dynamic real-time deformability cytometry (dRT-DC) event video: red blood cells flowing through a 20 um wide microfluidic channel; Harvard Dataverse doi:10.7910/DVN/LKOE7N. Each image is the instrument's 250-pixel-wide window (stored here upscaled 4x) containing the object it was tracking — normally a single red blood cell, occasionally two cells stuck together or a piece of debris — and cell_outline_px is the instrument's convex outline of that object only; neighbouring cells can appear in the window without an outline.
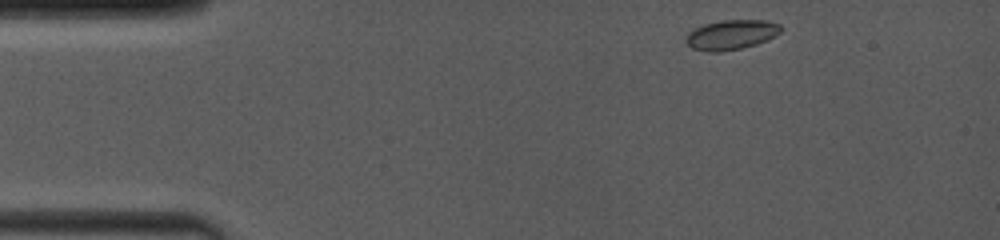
{"species": "common noctule bat (a hibernating species)", "species_latin": "Nyctalus noctula", "temperature_condition": "room temperature", "stored_images_in_passage": 26, "camera_frame_rate_fps": 4000, "um_per_image_px": 0.085, "animal": {"sex": "female", "body_mass_g": 19.0, "forearm_length_mm": 53.3}, "frame": {"image": 1, "passage_image": 1, "time_ms": 0.0, "image_size_px": [1000, 240], "cell_outline_px": [[784, 28], [780, 32], [768, 40], [756, 44], [740, 48], [720, 52], [708, 52], [692, 48], [684, 40], [688, 32], [704, 24], [720, 20], [768, 20], [780, 24]], "centroid_in_image_um": [62.17, 2.94], "position_along_channel_um": 22.8, "area_um2": 16.59}}
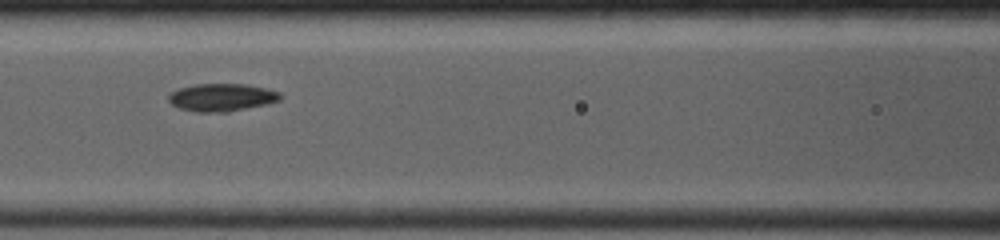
{"frame": {"image": 2, "passage_image": 15, "time_ms": 5.0, "image_size_px": [1000, 240], "cell_outline_px": [[284, 96], [280, 100], [268, 104], [228, 112], [196, 112], [180, 108], [172, 104], [168, 100], [168, 96], [172, 92], [180, 88], [196, 84], [244, 84], [264, 88], [280, 92]], "centroid_in_image_um": [18.88, 8.28], "position_along_channel_um": 147.7, "area_um2": 18.03}}
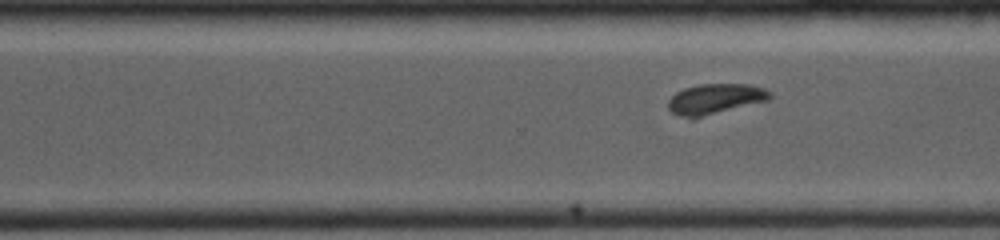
{"frame": {"image": 3, "passage_image": 26, "time_ms": 9.0, "image_size_px": [1000, 240], "cell_outline_px": [[772, 96], [768, 100], [692, 120], [680, 116], [672, 112], [668, 108], [668, 100], [676, 92], [684, 88], [700, 84], [748, 84], [764, 88], [772, 92]], "centroid_in_image_um": [60.78, 8.43], "position_along_channel_um": 309.8, "area_um2": 18.26}}